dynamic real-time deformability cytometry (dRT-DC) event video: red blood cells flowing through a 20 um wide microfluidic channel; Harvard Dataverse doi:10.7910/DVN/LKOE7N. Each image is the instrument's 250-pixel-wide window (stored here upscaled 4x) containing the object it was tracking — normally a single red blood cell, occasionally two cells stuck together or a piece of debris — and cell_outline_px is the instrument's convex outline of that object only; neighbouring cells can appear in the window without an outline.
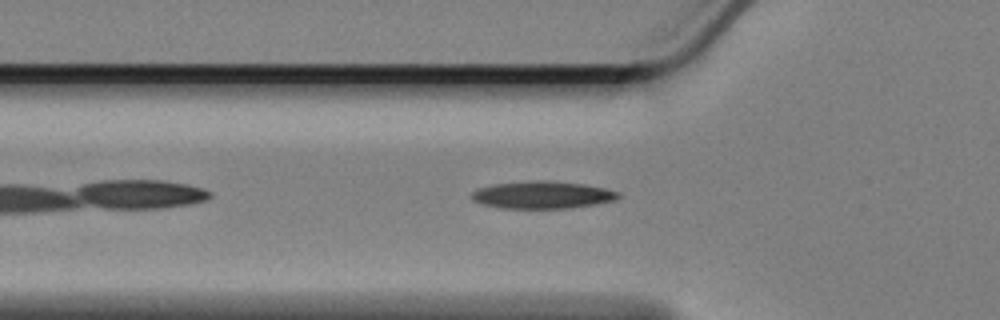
{"species": "Egyptian fruit bat (a non-hibernating species)", "species_latin": "Rousettus aegyptiacus", "temperature_condition": "cold", "stored_images_in_passage": 28, "camera_frame_rate_fps": 3000, "um_per_image_px": 0.085, "animal": {"sex": "female"}, "frame": {"image": 1, "passage_image": 6, "time_ms": 1.667, "image_size_px": [1000, 320], "cell_outline_px": [[620, 196], [616, 200], [596, 204], [568, 208], [496, 208], [472, 200], [472, 192], [476, 188], [492, 184], [536, 180], [548, 180], [584, 184], [604, 188], [620, 192]], "centroid_in_image_um": [46.09, 16.56], "position_along_channel_um": 79.7, "area_um2": 23.52}}
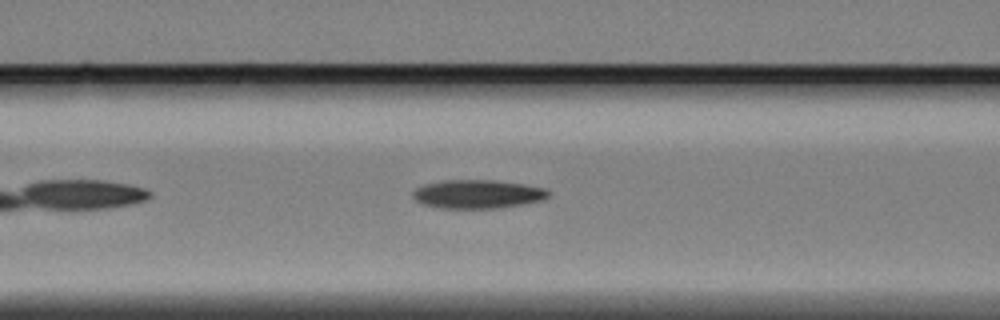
{"frame": {"image": 2, "passage_image": 10, "time_ms": 3.0, "image_size_px": [1000, 320], "cell_outline_px": [[552, 192], [544, 200], [524, 204], [496, 208], [440, 208], [420, 204], [412, 196], [412, 192], [416, 188], [424, 184], [444, 180], [492, 180], [524, 184], [544, 188]], "centroid_in_image_um": [40.59, 16.5], "position_along_channel_um": 126.0, "area_um2": 22.77}}
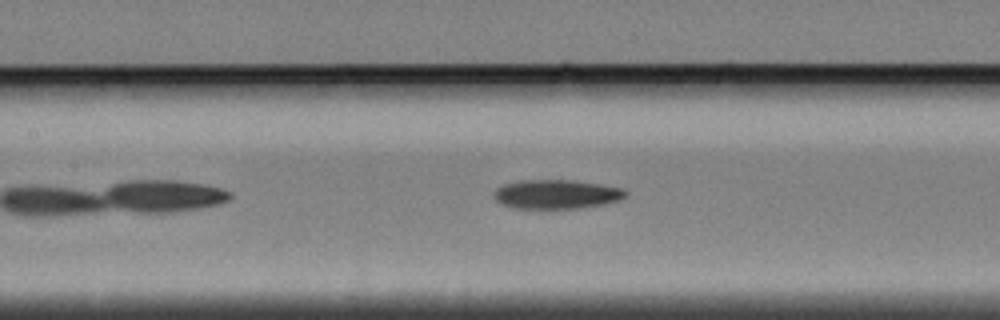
{"frame": {"image": 3, "passage_image": 13, "time_ms": 4.0, "image_size_px": [1000, 320], "cell_outline_px": [[628, 192], [620, 200], [604, 204], [580, 208], [512, 208], [500, 204], [492, 196], [496, 188], [504, 184], [520, 180], [572, 180], [600, 184], [620, 188]], "centroid_in_image_um": [47.25, 16.51], "position_along_channel_um": 160.2, "area_um2": 22.37}}